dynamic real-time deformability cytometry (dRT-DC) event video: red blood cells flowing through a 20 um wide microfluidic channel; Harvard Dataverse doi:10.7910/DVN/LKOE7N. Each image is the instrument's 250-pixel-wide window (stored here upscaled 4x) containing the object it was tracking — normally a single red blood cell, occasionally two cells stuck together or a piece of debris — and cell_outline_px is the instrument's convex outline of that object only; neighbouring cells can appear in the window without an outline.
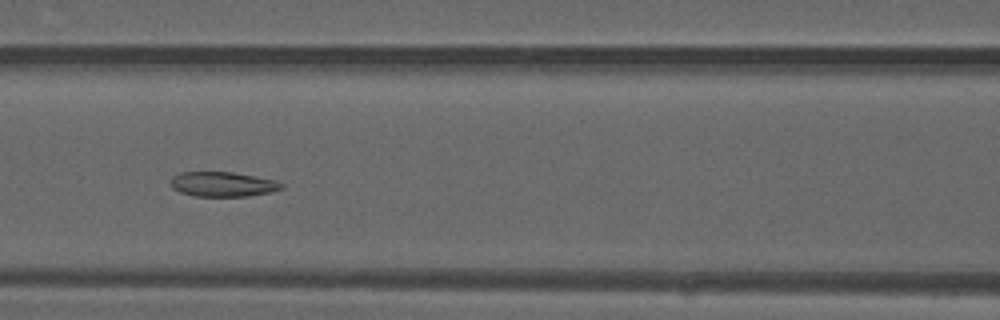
{"species": "common noctule bat (a hibernating species)", "species_latin": "Nyctalus noctula", "temperature_condition": "warm", "stored_images_in_passage": 49, "camera_frame_rate_fps": 3000, "um_per_image_px": 0.085, "animal": {"sex": "male", "forearm_length_mm": 52.5}, "frame": {"image": 1, "passage_image": 21, "time_ms": 6.667, "image_size_px": [1000, 320], "cell_outline_px": [[284, 188], [272, 192], [248, 196], [196, 196], [180, 192], [172, 188], [168, 184], [168, 180], [172, 176], [180, 172], [232, 172], [272, 180], [284, 184]], "centroid_in_image_um": [18.87, 15.66], "position_along_channel_um": 147.7, "area_um2": 16.07}}
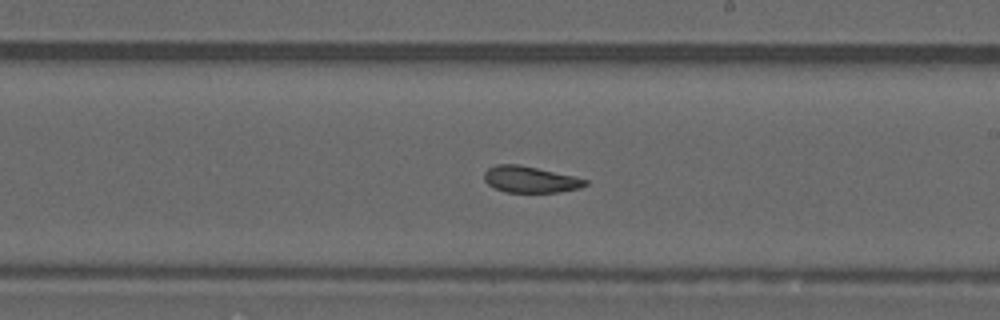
{"frame": {"image": 2, "passage_image": 28, "time_ms": 9.0, "image_size_px": [1000, 320], "cell_outline_px": [[588, 184], [580, 188], [560, 192], [504, 192], [488, 184], [484, 180], [484, 172], [488, 168], [496, 164], [520, 164], [572, 176], [588, 180]], "centroid_in_image_um": [45.05, 15.25], "position_along_channel_um": 244.0, "area_um2": 15.49}}
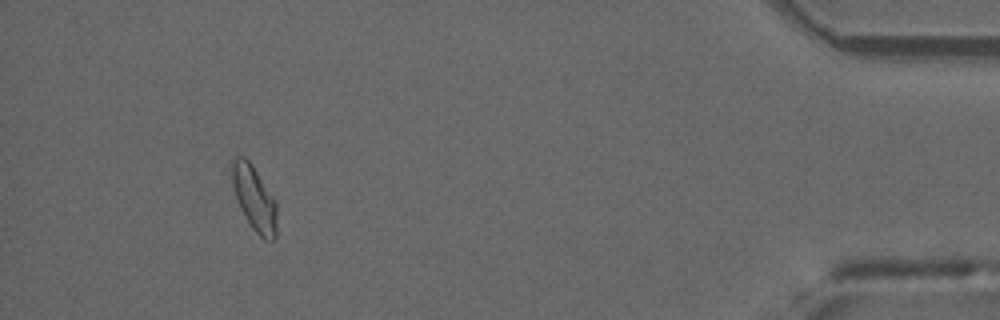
{"frame": {"image": 3, "passage_image": 45, "time_ms": 14.667, "image_size_px": [1000, 320], "cell_outline_px": [[276, 240], [264, 240], [252, 228], [240, 208], [232, 184], [232, 160], [236, 156], [244, 156], [252, 164], [276, 200]], "centroid_in_image_um": [21.63, 16.86], "position_along_channel_um": 413.6, "area_um2": 16.94}, "authors_computed_cell_mechanics": {"area_um2": 16.5308, "velocity_mm_per_s": 4.1435, "shape_relaxation_time_tau1_ms": null, "shape_relaxation_time_tau2_ms": 3.1734, "deformation_change_tau1": null, "deformation_change_tau2": 0.0957}}